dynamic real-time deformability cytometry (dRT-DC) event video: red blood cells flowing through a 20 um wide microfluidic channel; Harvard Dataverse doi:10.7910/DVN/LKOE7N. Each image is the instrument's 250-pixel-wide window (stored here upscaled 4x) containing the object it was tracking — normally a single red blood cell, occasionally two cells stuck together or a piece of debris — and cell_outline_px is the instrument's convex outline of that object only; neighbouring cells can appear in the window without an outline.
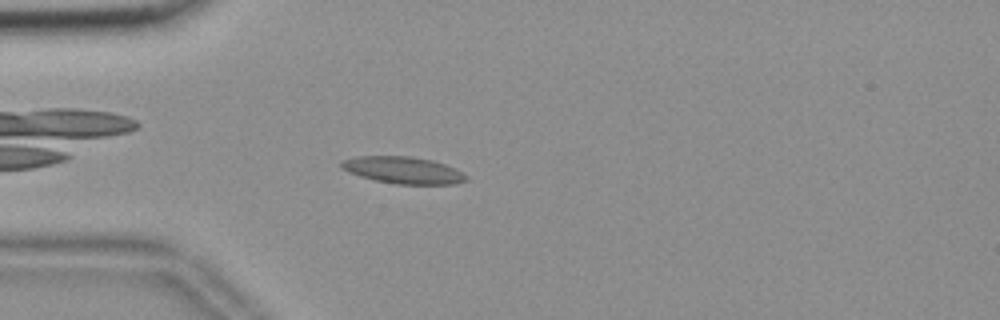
{"species": "common noctule bat (a hibernating species)", "species_latin": "Nyctalus noctula", "temperature_condition": "room temperature", "stored_images_in_passage": 41, "camera_frame_rate_fps": 3000, "um_per_image_px": 0.085, "animal": {"sex": "female", "body_mass_g": 18.4}, "frame": {"image": 1, "passage_image": 1, "time_ms": 0.0, "image_size_px": [1000, 320], "cell_outline_px": [[468, 180], [452, 184], [396, 184], [376, 180], [360, 176], [348, 172], [340, 168], [340, 164], [344, 160], [356, 156], [408, 156], [432, 160], [456, 168], [468, 176]], "centroid_in_image_um": [34.27, 14.46], "position_along_channel_um": 50.7, "area_um2": 19.54}}
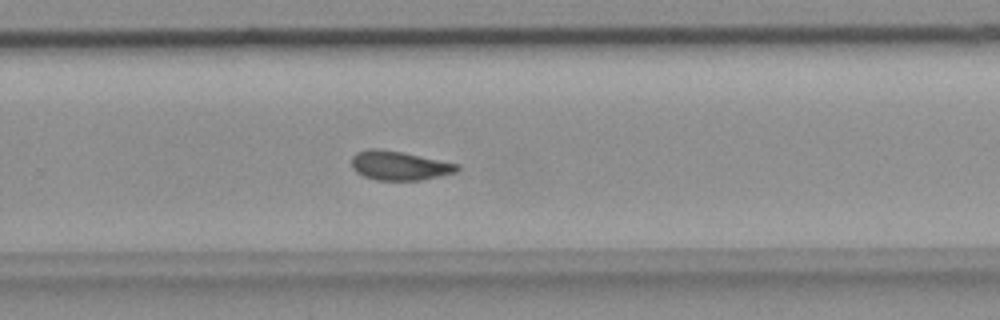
{"frame": {"image": 2, "passage_image": 22, "time_ms": 7.0, "image_size_px": [1000, 320], "cell_outline_px": [[460, 168], [456, 172], [420, 180], [376, 180], [364, 176], [356, 172], [352, 168], [352, 156], [356, 152], [372, 148], [376, 148], [400, 152], [460, 164]], "centroid_in_image_um": [33.92, 14.08], "position_along_channel_um": 295.9, "area_um2": 17.74}}
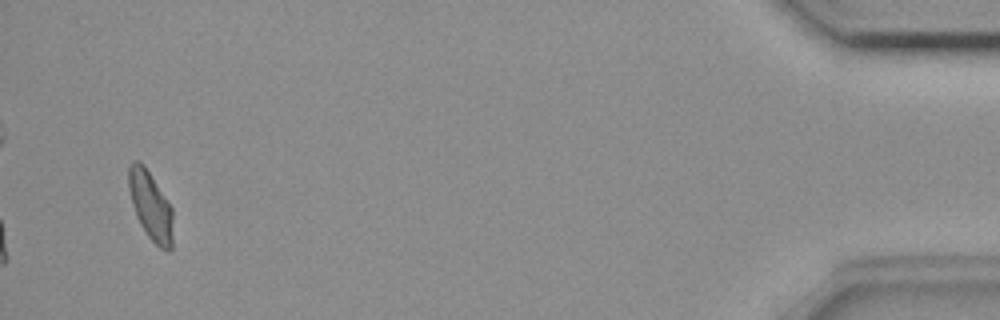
{"frame": {"image": 3, "passage_image": 39, "time_ms": 12.667, "image_size_px": [1000, 320], "cell_outline_px": [[172, 248], [168, 252], [160, 248], [148, 236], [140, 224], [136, 216], [132, 204], [128, 188], [128, 164], [132, 160], [140, 160], [144, 164], [172, 208]], "centroid_in_image_um": [12.77, 17.46], "position_along_channel_um": 422.4, "area_um2": 17.8}, "authors_computed_cell_mechanics": {"area_um2": 17.918, "velocity_mm_per_s": 3.6674, "shape_relaxation_time_tau1_ms": null, "shape_relaxation_time_tau2_ms": 3.7148, "deformation_change_tau1": null, "deformation_change_tau2": 0.1025}}